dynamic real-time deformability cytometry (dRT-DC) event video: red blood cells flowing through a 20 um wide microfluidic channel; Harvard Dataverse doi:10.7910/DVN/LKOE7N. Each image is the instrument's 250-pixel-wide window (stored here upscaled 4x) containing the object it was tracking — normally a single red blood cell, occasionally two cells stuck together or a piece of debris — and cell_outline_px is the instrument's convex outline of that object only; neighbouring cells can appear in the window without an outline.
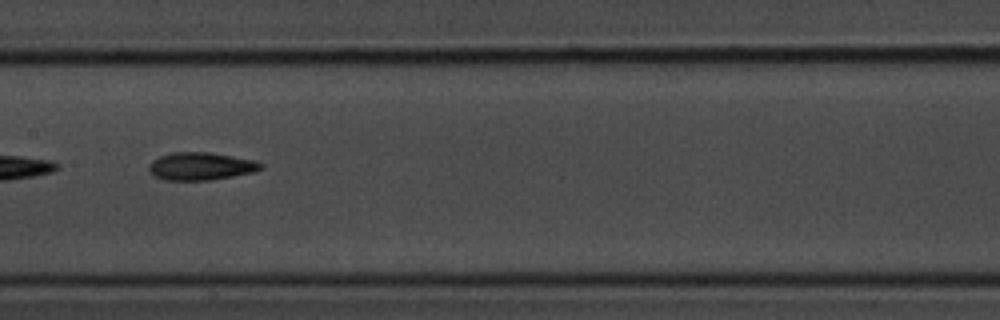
{"species": "common noctule bat (a hibernating species)", "species_latin": "Nyctalus noctula", "temperature_condition": "room temperature", "stored_images_in_passage": 30, "camera_frame_rate_fps": 3000, "um_per_image_px": 0.085, "animal": {"sex": "male", "body_mass_g": 20.1, "forearm_length_mm": 53.5}, "frame": {"image": 1, "passage_image": 9, "time_ms": 2.667, "image_size_px": [1000, 320], "cell_outline_px": [[264, 168], [252, 172], [212, 180], [164, 180], [152, 176], [148, 172], [148, 164], [152, 160], [160, 156], [172, 152], [208, 152], [256, 160], [264, 164]], "centroid_in_image_um": [17.04, 14.13], "position_along_channel_um": 190.4, "area_um2": 18.32}}
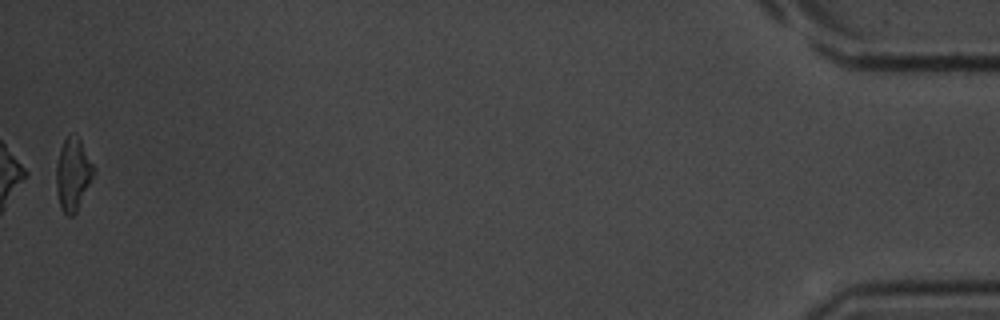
{"frame": {"image": 2, "passage_image": 30, "time_ms": 9.667, "image_size_px": [1000, 320], "cell_outline_px": [[96, 172], [76, 212], [72, 216], [68, 216], [60, 208], [56, 192], [56, 164], [60, 148], [64, 140], [68, 136], [76, 132], [96, 168]], "centroid_in_image_um": [6.21, 14.8], "position_along_channel_um": 429.0, "area_um2": 16.13}}